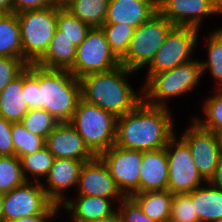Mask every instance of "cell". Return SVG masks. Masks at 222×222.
Returning a JSON list of instances; mask_svg holds the SVG:
<instances>
[{
	"label": "cell",
	"instance_id": "f546056e",
	"mask_svg": "<svg viewBox=\"0 0 222 222\" xmlns=\"http://www.w3.org/2000/svg\"><path fill=\"white\" fill-rule=\"evenodd\" d=\"M107 42L111 52L120 61L126 54L135 28L129 24H103Z\"/></svg>",
	"mask_w": 222,
	"mask_h": 222
},
{
	"label": "cell",
	"instance_id": "83f0119b",
	"mask_svg": "<svg viewBox=\"0 0 222 222\" xmlns=\"http://www.w3.org/2000/svg\"><path fill=\"white\" fill-rule=\"evenodd\" d=\"M21 167L27 182L42 183L47 177L55 157L46 146L20 158Z\"/></svg>",
	"mask_w": 222,
	"mask_h": 222
},
{
	"label": "cell",
	"instance_id": "5bb4252c",
	"mask_svg": "<svg viewBox=\"0 0 222 222\" xmlns=\"http://www.w3.org/2000/svg\"><path fill=\"white\" fill-rule=\"evenodd\" d=\"M75 191V195L112 199L116 204L125 198L99 156L84 162Z\"/></svg>",
	"mask_w": 222,
	"mask_h": 222
},
{
	"label": "cell",
	"instance_id": "74e56055",
	"mask_svg": "<svg viewBox=\"0 0 222 222\" xmlns=\"http://www.w3.org/2000/svg\"><path fill=\"white\" fill-rule=\"evenodd\" d=\"M23 59L0 56V92L26 68Z\"/></svg>",
	"mask_w": 222,
	"mask_h": 222
},
{
	"label": "cell",
	"instance_id": "7402d4cb",
	"mask_svg": "<svg viewBox=\"0 0 222 222\" xmlns=\"http://www.w3.org/2000/svg\"><path fill=\"white\" fill-rule=\"evenodd\" d=\"M199 222L222 221V189L207 181L191 192Z\"/></svg>",
	"mask_w": 222,
	"mask_h": 222
},
{
	"label": "cell",
	"instance_id": "c3c4849f",
	"mask_svg": "<svg viewBox=\"0 0 222 222\" xmlns=\"http://www.w3.org/2000/svg\"><path fill=\"white\" fill-rule=\"evenodd\" d=\"M218 136H219L220 147H221V151H222V133L218 134Z\"/></svg>",
	"mask_w": 222,
	"mask_h": 222
},
{
	"label": "cell",
	"instance_id": "d590c367",
	"mask_svg": "<svg viewBox=\"0 0 222 222\" xmlns=\"http://www.w3.org/2000/svg\"><path fill=\"white\" fill-rule=\"evenodd\" d=\"M168 222H199L191 200V192L173 195Z\"/></svg>",
	"mask_w": 222,
	"mask_h": 222
},
{
	"label": "cell",
	"instance_id": "836d02e7",
	"mask_svg": "<svg viewBox=\"0 0 222 222\" xmlns=\"http://www.w3.org/2000/svg\"><path fill=\"white\" fill-rule=\"evenodd\" d=\"M21 123L29 132L46 139L60 122L46 110L36 108L29 109Z\"/></svg>",
	"mask_w": 222,
	"mask_h": 222
},
{
	"label": "cell",
	"instance_id": "8fae6325",
	"mask_svg": "<svg viewBox=\"0 0 222 222\" xmlns=\"http://www.w3.org/2000/svg\"><path fill=\"white\" fill-rule=\"evenodd\" d=\"M120 65L111 52L102 27L89 30L85 39L77 46L73 67L69 70L76 78L104 72Z\"/></svg>",
	"mask_w": 222,
	"mask_h": 222
},
{
	"label": "cell",
	"instance_id": "ba28073f",
	"mask_svg": "<svg viewBox=\"0 0 222 222\" xmlns=\"http://www.w3.org/2000/svg\"><path fill=\"white\" fill-rule=\"evenodd\" d=\"M201 32L203 31L194 27L174 26L151 63L145 68V75L171 70L194 59Z\"/></svg>",
	"mask_w": 222,
	"mask_h": 222
},
{
	"label": "cell",
	"instance_id": "e0dca14e",
	"mask_svg": "<svg viewBox=\"0 0 222 222\" xmlns=\"http://www.w3.org/2000/svg\"><path fill=\"white\" fill-rule=\"evenodd\" d=\"M45 146L55 158L87 162L96 157L69 122L59 123L46 137Z\"/></svg>",
	"mask_w": 222,
	"mask_h": 222
},
{
	"label": "cell",
	"instance_id": "6da1fadb",
	"mask_svg": "<svg viewBox=\"0 0 222 222\" xmlns=\"http://www.w3.org/2000/svg\"><path fill=\"white\" fill-rule=\"evenodd\" d=\"M172 111L141 101L133 110L117 117L115 145L137 151L164 149L176 133Z\"/></svg>",
	"mask_w": 222,
	"mask_h": 222
},
{
	"label": "cell",
	"instance_id": "4316f807",
	"mask_svg": "<svg viewBox=\"0 0 222 222\" xmlns=\"http://www.w3.org/2000/svg\"><path fill=\"white\" fill-rule=\"evenodd\" d=\"M108 3L109 0H73L65 9L91 28L102 27Z\"/></svg>",
	"mask_w": 222,
	"mask_h": 222
},
{
	"label": "cell",
	"instance_id": "ffe728a7",
	"mask_svg": "<svg viewBox=\"0 0 222 222\" xmlns=\"http://www.w3.org/2000/svg\"><path fill=\"white\" fill-rule=\"evenodd\" d=\"M168 178V158L165 148L151 151H142L139 193L167 190Z\"/></svg>",
	"mask_w": 222,
	"mask_h": 222
},
{
	"label": "cell",
	"instance_id": "e575fe53",
	"mask_svg": "<svg viewBox=\"0 0 222 222\" xmlns=\"http://www.w3.org/2000/svg\"><path fill=\"white\" fill-rule=\"evenodd\" d=\"M22 99L29 109L40 108L39 66L28 64L23 71Z\"/></svg>",
	"mask_w": 222,
	"mask_h": 222
},
{
	"label": "cell",
	"instance_id": "4dcf8cb0",
	"mask_svg": "<svg viewBox=\"0 0 222 222\" xmlns=\"http://www.w3.org/2000/svg\"><path fill=\"white\" fill-rule=\"evenodd\" d=\"M21 160L15 156H0V193H7L25 184Z\"/></svg>",
	"mask_w": 222,
	"mask_h": 222
},
{
	"label": "cell",
	"instance_id": "ac0fdd59",
	"mask_svg": "<svg viewBox=\"0 0 222 222\" xmlns=\"http://www.w3.org/2000/svg\"><path fill=\"white\" fill-rule=\"evenodd\" d=\"M71 196L61 206L60 209L69 213L72 222H93L101 221L117 216L118 205L112 200L102 197L88 195Z\"/></svg>",
	"mask_w": 222,
	"mask_h": 222
},
{
	"label": "cell",
	"instance_id": "681fc988",
	"mask_svg": "<svg viewBox=\"0 0 222 222\" xmlns=\"http://www.w3.org/2000/svg\"><path fill=\"white\" fill-rule=\"evenodd\" d=\"M215 29L222 35V27H216Z\"/></svg>",
	"mask_w": 222,
	"mask_h": 222
},
{
	"label": "cell",
	"instance_id": "f907efd6",
	"mask_svg": "<svg viewBox=\"0 0 222 222\" xmlns=\"http://www.w3.org/2000/svg\"><path fill=\"white\" fill-rule=\"evenodd\" d=\"M142 1H159V0H142Z\"/></svg>",
	"mask_w": 222,
	"mask_h": 222
},
{
	"label": "cell",
	"instance_id": "f1b7e54d",
	"mask_svg": "<svg viewBox=\"0 0 222 222\" xmlns=\"http://www.w3.org/2000/svg\"><path fill=\"white\" fill-rule=\"evenodd\" d=\"M214 90L211 95L205 96V100L201 103V113L203 116L193 114V120L202 128L212 131L217 135L222 133V89ZM204 117V118H203Z\"/></svg>",
	"mask_w": 222,
	"mask_h": 222
},
{
	"label": "cell",
	"instance_id": "603a6c76",
	"mask_svg": "<svg viewBox=\"0 0 222 222\" xmlns=\"http://www.w3.org/2000/svg\"><path fill=\"white\" fill-rule=\"evenodd\" d=\"M23 72L0 92V116L9 122H21L29 108L22 99Z\"/></svg>",
	"mask_w": 222,
	"mask_h": 222
},
{
	"label": "cell",
	"instance_id": "30bf717a",
	"mask_svg": "<svg viewBox=\"0 0 222 222\" xmlns=\"http://www.w3.org/2000/svg\"><path fill=\"white\" fill-rule=\"evenodd\" d=\"M60 212V206L48 198L38 182H26L3 194V221L33 215H58Z\"/></svg>",
	"mask_w": 222,
	"mask_h": 222
},
{
	"label": "cell",
	"instance_id": "9c48e42d",
	"mask_svg": "<svg viewBox=\"0 0 222 222\" xmlns=\"http://www.w3.org/2000/svg\"><path fill=\"white\" fill-rule=\"evenodd\" d=\"M177 132L165 147L168 158V188L173 195L190 193L207 181L198 172L187 142Z\"/></svg>",
	"mask_w": 222,
	"mask_h": 222
},
{
	"label": "cell",
	"instance_id": "bcb514c9",
	"mask_svg": "<svg viewBox=\"0 0 222 222\" xmlns=\"http://www.w3.org/2000/svg\"><path fill=\"white\" fill-rule=\"evenodd\" d=\"M0 222H3V194L0 193Z\"/></svg>",
	"mask_w": 222,
	"mask_h": 222
},
{
	"label": "cell",
	"instance_id": "4fadbf2b",
	"mask_svg": "<svg viewBox=\"0 0 222 222\" xmlns=\"http://www.w3.org/2000/svg\"><path fill=\"white\" fill-rule=\"evenodd\" d=\"M99 157L108 167L117 187L125 197L139 193L142 151L126 149L114 144Z\"/></svg>",
	"mask_w": 222,
	"mask_h": 222
},
{
	"label": "cell",
	"instance_id": "f35d334b",
	"mask_svg": "<svg viewBox=\"0 0 222 222\" xmlns=\"http://www.w3.org/2000/svg\"><path fill=\"white\" fill-rule=\"evenodd\" d=\"M11 135L12 122L0 116V156H15V147Z\"/></svg>",
	"mask_w": 222,
	"mask_h": 222
},
{
	"label": "cell",
	"instance_id": "5b68a950",
	"mask_svg": "<svg viewBox=\"0 0 222 222\" xmlns=\"http://www.w3.org/2000/svg\"><path fill=\"white\" fill-rule=\"evenodd\" d=\"M116 122L117 117L111 112L81 99L69 123L99 156L115 144Z\"/></svg>",
	"mask_w": 222,
	"mask_h": 222
},
{
	"label": "cell",
	"instance_id": "cb8c5ba5",
	"mask_svg": "<svg viewBox=\"0 0 222 222\" xmlns=\"http://www.w3.org/2000/svg\"><path fill=\"white\" fill-rule=\"evenodd\" d=\"M131 197L149 218L160 222L169 221L173 199L169 190L140 192Z\"/></svg>",
	"mask_w": 222,
	"mask_h": 222
},
{
	"label": "cell",
	"instance_id": "b9f144b4",
	"mask_svg": "<svg viewBox=\"0 0 222 222\" xmlns=\"http://www.w3.org/2000/svg\"><path fill=\"white\" fill-rule=\"evenodd\" d=\"M213 186L222 189V157L220 158L218 167L214 176L209 181Z\"/></svg>",
	"mask_w": 222,
	"mask_h": 222
},
{
	"label": "cell",
	"instance_id": "ab89813d",
	"mask_svg": "<svg viewBox=\"0 0 222 222\" xmlns=\"http://www.w3.org/2000/svg\"><path fill=\"white\" fill-rule=\"evenodd\" d=\"M14 13L54 6L52 0H13Z\"/></svg>",
	"mask_w": 222,
	"mask_h": 222
},
{
	"label": "cell",
	"instance_id": "9a60e30c",
	"mask_svg": "<svg viewBox=\"0 0 222 222\" xmlns=\"http://www.w3.org/2000/svg\"><path fill=\"white\" fill-rule=\"evenodd\" d=\"M83 164L81 160L55 158L47 177L41 183L54 204L61 206L69 198V192L72 189V192L75 191Z\"/></svg>",
	"mask_w": 222,
	"mask_h": 222
},
{
	"label": "cell",
	"instance_id": "3957f363",
	"mask_svg": "<svg viewBox=\"0 0 222 222\" xmlns=\"http://www.w3.org/2000/svg\"><path fill=\"white\" fill-rule=\"evenodd\" d=\"M144 77V81L141 80L142 101L150 106L170 108L171 99L175 103L177 98L197 90L203 74L197 57L171 70Z\"/></svg>",
	"mask_w": 222,
	"mask_h": 222
},
{
	"label": "cell",
	"instance_id": "d4e9b609",
	"mask_svg": "<svg viewBox=\"0 0 222 222\" xmlns=\"http://www.w3.org/2000/svg\"><path fill=\"white\" fill-rule=\"evenodd\" d=\"M208 33V37L203 36L207 55L200 60L203 79L204 75L209 73L208 75L213 79V85L215 83L213 87L222 89V35L216 29Z\"/></svg>",
	"mask_w": 222,
	"mask_h": 222
},
{
	"label": "cell",
	"instance_id": "7a4b0ae2",
	"mask_svg": "<svg viewBox=\"0 0 222 222\" xmlns=\"http://www.w3.org/2000/svg\"><path fill=\"white\" fill-rule=\"evenodd\" d=\"M137 72L123 65L113 69L91 73L79 79L82 99L96 105L116 117L133 110L142 101V86L135 90L131 76Z\"/></svg>",
	"mask_w": 222,
	"mask_h": 222
},
{
	"label": "cell",
	"instance_id": "ee69618b",
	"mask_svg": "<svg viewBox=\"0 0 222 222\" xmlns=\"http://www.w3.org/2000/svg\"><path fill=\"white\" fill-rule=\"evenodd\" d=\"M214 9L222 16V0H208Z\"/></svg>",
	"mask_w": 222,
	"mask_h": 222
},
{
	"label": "cell",
	"instance_id": "44dd1931",
	"mask_svg": "<svg viewBox=\"0 0 222 222\" xmlns=\"http://www.w3.org/2000/svg\"><path fill=\"white\" fill-rule=\"evenodd\" d=\"M77 46L56 28L45 54L35 63L47 69L70 70L76 58Z\"/></svg>",
	"mask_w": 222,
	"mask_h": 222
},
{
	"label": "cell",
	"instance_id": "277c9868",
	"mask_svg": "<svg viewBox=\"0 0 222 222\" xmlns=\"http://www.w3.org/2000/svg\"><path fill=\"white\" fill-rule=\"evenodd\" d=\"M40 108L57 121L70 122L81 96V85L69 70L39 66Z\"/></svg>",
	"mask_w": 222,
	"mask_h": 222
},
{
	"label": "cell",
	"instance_id": "8992f818",
	"mask_svg": "<svg viewBox=\"0 0 222 222\" xmlns=\"http://www.w3.org/2000/svg\"><path fill=\"white\" fill-rule=\"evenodd\" d=\"M23 60L35 64L47 51L57 28V7L27 10L17 14Z\"/></svg>",
	"mask_w": 222,
	"mask_h": 222
},
{
	"label": "cell",
	"instance_id": "484cf974",
	"mask_svg": "<svg viewBox=\"0 0 222 222\" xmlns=\"http://www.w3.org/2000/svg\"><path fill=\"white\" fill-rule=\"evenodd\" d=\"M0 56L23 59L17 13L0 14Z\"/></svg>",
	"mask_w": 222,
	"mask_h": 222
},
{
	"label": "cell",
	"instance_id": "7bdbcfd3",
	"mask_svg": "<svg viewBox=\"0 0 222 222\" xmlns=\"http://www.w3.org/2000/svg\"><path fill=\"white\" fill-rule=\"evenodd\" d=\"M14 13L13 0H0V14Z\"/></svg>",
	"mask_w": 222,
	"mask_h": 222
},
{
	"label": "cell",
	"instance_id": "2e32d148",
	"mask_svg": "<svg viewBox=\"0 0 222 222\" xmlns=\"http://www.w3.org/2000/svg\"><path fill=\"white\" fill-rule=\"evenodd\" d=\"M158 12L174 26L199 30L207 17L221 16L208 0H159Z\"/></svg>",
	"mask_w": 222,
	"mask_h": 222
},
{
	"label": "cell",
	"instance_id": "7c38bea8",
	"mask_svg": "<svg viewBox=\"0 0 222 222\" xmlns=\"http://www.w3.org/2000/svg\"><path fill=\"white\" fill-rule=\"evenodd\" d=\"M186 127L182 128L180 136L187 142L198 172L210 181L222 157L219 136L202 128L192 117Z\"/></svg>",
	"mask_w": 222,
	"mask_h": 222
},
{
	"label": "cell",
	"instance_id": "d6986e66",
	"mask_svg": "<svg viewBox=\"0 0 222 222\" xmlns=\"http://www.w3.org/2000/svg\"><path fill=\"white\" fill-rule=\"evenodd\" d=\"M159 1L109 0L104 24H129L135 29L158 12Z\"/></svg>",
	"mask_w": 222,
	"mask_h": 222
},
{
	"label": "cell",
	"instance_id": "1f68e13d",
	"mask_svg": "<svg viewBox=\"0 0 222 222\" xmlns=\"http://www.w3.org/2000/svg\"><path fill=\"white\" fill-rule=\"evenodd\" d=\"M57 28L62 35L67 37L73 44L79 46L85 39L91 27L72 15L65 8L57 7Z\"/></svg>",
	"mask_w": 222,
	"mask_h": 222
},
{
	"label": "cell",
	"instance_id": "7dc6e473",
	"mask_svg": "<svg viewBox=\"0 0 222 222\" xmlns=\"http://www.w3.org/2000/svg\"><path fill=\"white\" fill-rule=\"evenodd\" d=\"M93 222H120L118 219V216L114 217V218H109V219H105V220H101V221H93Z\"/></svg>",
	"mask_w": 222,
	"mask_h": 222
},
{
	"label": "cell",
	"instance_id": "d6a6232c",
	"mask_svg": "<svg viewBox=\"0 0 222 222\" xmlns=\"http://www.w3.org/2000/svg\"><path fill=\"white\" fill-rule=\"evenodd\" d=\"M11 138L18 158L35 153L45 146V139L29 132L21 122L12 123Z\"/></svg>",
	"mask_w": 222,
	"mask_h": 222
},
{
	"label": "cell",
	"instance_id": "52a82bcc",
	"mask_svg": "<svg viewBox=\"0 0 222 222\" xmlns=\"http://www.w3.org/2000/svg\"><path fill=\"white\" fill-rule=\"evenodd\" d=\"M174 27L159 12L134 30L128 50L120 64L135 72H143ZM142 70V71H141Z\"/></svg>",
	"mask_w": 222,
	"mask_h": 222
},
{
	"label": "cell",
	"instance_id": "60d3db41",
	"mask_svg": "<svg viewBox=\"0 0 222 222\" xmlns=\"http://www.w3.org/2000/svg\"><path fill=\"white\" fill-rule=\"evenodd\" d=\"M59 217L58 215H33V216H24L14 222H52Z\"/></svg>",
	"mask_w": 222,
	"mask_h": 222
},
{
	"label": "cell",
	"instance_id": "f6af8a7d",
	"mask_svg": "<svg viewBox=\"0 0 222 222\" xmlns=\"http://www.w3.org/2000/svg\"><path fill=\"white\" fill-rule=\"evenodd\" d=\"M73 0H52L54 6L58 8H65L68 6Z\"/></svg>",
	"mask_w": 222,
	"mask_h": 222
},
{
	"label": "cell",
	"instance_id": "8d00e7d4",
	"mask_svg": "<svg viewBox=\"0 0 222 222\" xmlns=\"http://www.w3.org/2000/svg\"><path fill=\"white\" fill-rule=\"evenodd\" d=\"M120 222H160L149 218L132 197H125L117 207Z\"/></svg>",
	"mask_w": 222,
	"mask_h": 222
}]
</instances>
